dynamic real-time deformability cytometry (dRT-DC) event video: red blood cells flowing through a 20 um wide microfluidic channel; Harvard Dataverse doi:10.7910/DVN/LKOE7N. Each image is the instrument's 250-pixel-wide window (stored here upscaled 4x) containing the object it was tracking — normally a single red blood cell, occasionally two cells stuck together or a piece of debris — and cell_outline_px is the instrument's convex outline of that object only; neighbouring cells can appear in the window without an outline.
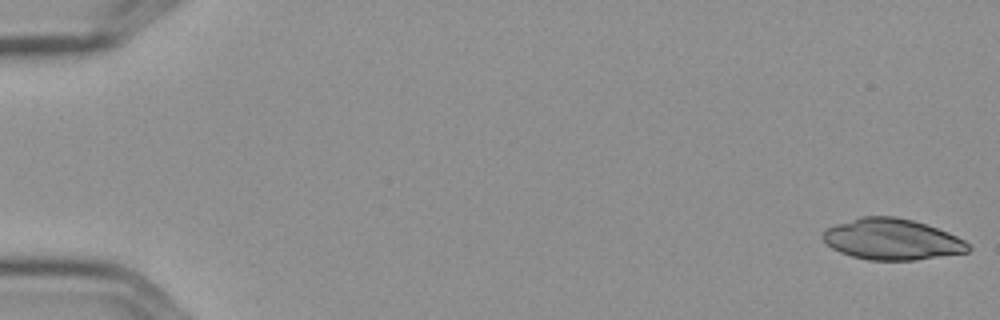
{"species": "Egyptian fruit bat (a non-hibernating species)", "species_latin": "Rousettus aegyptiacus", "temperature_condition": "cold", "stored_images_in_passage": 4, "camera_frame_rate_fps": 3000, "um_per_image_px": 0.085, "frame": {"image": 1, "passage_image": 1, "time_ms": 0.0, "image_size_px": [1000, 320], "cell_outline_px": [[972, 248], [968, 252], [916, 260], [868, 260], [852, 256], [840, 252], [832, 248], [824, 240], [824, 232], [828, 228], [836, 224], [864, 216], [896, 216], [912, 220], [948, 232], [964, 240]], "centroid_in_image_um": [75.85, 20.35], "position_along_channel_um": 9.2, "area_um2": 34.45}}